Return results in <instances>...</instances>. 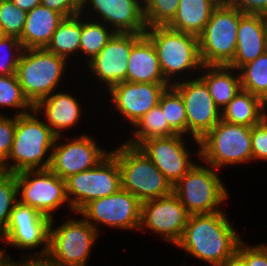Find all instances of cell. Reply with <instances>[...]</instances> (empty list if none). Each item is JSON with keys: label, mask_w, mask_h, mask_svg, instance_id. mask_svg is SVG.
<instances>
[{"label": "cell", "mask_w": 267, "mask_h": 266, "mask_svg": "<svg viewBox=\"0 0 267 266\" xmlns=\"http://www.w3.org/2000/svg\"><path fill=\"white\" fill-rule=\"evenodd\" d=\"M229 214L223 210L189 215L183 234L174 247L181 249L185 257L191 256L204 266H222L236 253L244 238V233L230 221Z\"/></svg>", "instance_id": "obj_1"}, {"label": "cell", "mask_w": 267, "mask_h": 266, "mask_svg": "<svg viewBox=\"0 0 267 266\" xmlns=\"http://www.w3.org/2000/svg\"><path fill=\"white\" fill-rule=\"evenodd\" d=\"M72 68L65 58L57 56L45 48L23 49L16 75L24 95L35 106L54 91L63 89L67 82L70 83V86L74 85L71 83L73 81L71 78L77 77L75 79L79 80V74L77 76L74 73L77 71ZM72 70L74 72H71ZM66 78L67 80L70 78L71 81H66Z\"/></svg>", "instance_id": "obj_2"}, {"label": "cell", "mask_w": 267, "mask_h": 266, "mask_svg": "<svg viewBox=\"0 0 267 266\" xmlns=\"http://www.w3.org/2000/svg\"><path fill=\"white\" fill-rule=\"evenodd\" d=\"M56 137L35 109L16 116L13 145L4 162V172L49 168Z\"/></svg>", "instance_id": "obj_3"}, {"label": "cell", "mask_w": 267, "mask_h": 266, "mask_svg": "<svg viewBox=\"0 0 267 266\" xmlns=\"http://www.w3.org/2000/svg\"><path fill=\"white\" fill-rule=\"evenodd\" d=\"M144 34L154 45L163 77L170 85L199 75L203 64L198 36L168 26H153Z\"/></svg>", "instance_id": "obj_4"}, {"label": "cell", "mask_w": 267, "mask_h": 266, "mask_svg": "<svg viewBox=\"0 0 267 266\" xmlns=\"http://www.w3.org/2000/svg\"><path fill=\"white\" fill-rule=\"evenodd\" d=\"M219 170L201 161L173 187V193L184 205L189 215L212 214L224 210L229 202V189Z\"/></svg>", "instance_id": "obj_5"}, {"label": "cell", "mask_w": 267, "mask_h": 266, "mask_svg": "<svg viewBox=\"0 0 267 266\" xmlns=\"http://www.w3.org/2000/svg\"><path fill=\"white\" fill-rule=\"evenodd\" d=\"M111 154L117 159L121 173V188L136 196L141 202L165 197L173 192L172 185L141 151L122 140Z\"/></svg>", "instance_id": "obj_6"}, {"label": "cell", "mask_w": 267, "mask_h": 266, "mask_svg": "<svg viewBox=\"0 0 267 266\" xmlns=\"http://www.w3.org/2000/svg\"><path fill=\"white\" fill-rule=\"evenodd\" d=\"M251 129L220 120L199 140V159L213 168L252 164ZM227 166V167H226Z\"/></svg>", "instance_id": "obj_7"}, {"label": "cell", "mask_w": 267, "mask_h": 266, "mask_svg": "<svg viewBox=\"0 0 267 266\" xmlns=\"http://www.w3.org/2000/svg\"><path fill=\"white\" fill-rule=\"evenodd\" d=\"M71 215L74 216L65 217L60 223L56 216L51 219L48 253L60 266H89V258L101 235L79 213Z\"/></svg>", "instance_id": "obj_8"}, {"label": "cell", "mask_w": 267, "mask_h": 266, "mask_svg": "<svg viewBox=\"0 0 267 266\" xmlns=\"http://www.w3.org/2000/svg\"><path fill=\"white\" fill-rule=\"evenodd\" d=\"M143 35L137 33H115L102 50L78 72L81 76L83 75L82 78L85 76V79H83L85 84L90 78L89 84L91 80L93 84L95 83V86L97 85V91H103L100 92L99 96L93 93L94 96L97 95L95 100L102 99V96L114 85L126 81L128 58L131 49Z\"/></svg>", "instance_id": "obj_9"}, {"label": "cell", "mask_w": 267, "mask_h": 266, "mask_svg": "<svg viewBox=\"0 0 267 266\" xmlns=\"http://www.w3.org/2000/svg\"><path fill=\"white\" fill-rule=\"evenodd\" d=\"M50 223L49 217L18 201L0 235V253L8 255L7 246L21 250L22 256L48 253Z\"/></svg>", "instance_id": "obj_10"}, {"label": "cell", "mask_w": 267, "mask_h": 266, "mask_svg": "<svg viewBox=\"0 0 267 266\" xmlns=\"http://www.w3.org/2000/svg\"><path fill=\"white\" fill-rule=\"evenodd\" d=\"M18 201L53 219L61 208L73 213L66 195V180L49 168L25 170L15 174ZM66 207V208H65ZM70 210V212H69Z\"/></svg>", "instance_id": "obj_11"}, {"label": "cell", "mask_w": 267, "mask_h": 266, "mask_svg": "<svg viewBox=\"0 0 267 266\" xmlns=\"http://www.w3.org/2000/svg\"><path fill=\"white\" fill-rule=\"evenodd\" d=\"M243 15L230 5L213 9L203 32L198 36L203 65L227 66L233 60L239 20Z\"/></svg>", "instance_id": "obj_12"}, {"label": "cell", "mask_w": 267, "mask_h": 266, "mask_svg": "<svg viewBox=\"0 0 267 266\" xmlns=\"http://www.w3.org/2000/svg\"><path fill=\"white\" fill-rule=\"evenodd\" d=\"M96 137L83 131L79 134L57 136L49 169L66 180L71 175L97 166L111 150L101 146Z\"/></svg>", "instance_id": "obj_13"}, {"label": "cell", "mask_w": 267, "mask_h": 266, "mask_svg": "<svg viewBox=\"0 0 267 266\" xmlns=\"http://www.w3.org/2000/svg\"><path fill=\"white\" fill-rule=\"evenodd\" d=\"M194 146L196 147L194 148ZM139 148L165 176L172 187L186 175L200 157L199 140L180 134L148 139Z\"/></svg>", "instance_id": "obj_14"}, {"label": "cell", "mask_w": 267, "mask_h": 266, "mask_svg": "<svg viewBox=\"0 0 267 266\" xmlns=\"http://www.w3.org/2000/svg\"><path fill=\"white\" fill-rule=\"evenodd\" d=\"M141 203L136 196L121 188L112 195L90 201L78 213L101 236L104 226L120 232H137L141 221Z\"/></svg>", "instance_id": "obj_15"}, {"label": "cell", "mask_w": 267, "mask_h": 266, "mask_svg": "<svg viewBox=\"0 0 267 266\" xmlns=\"http://www.w3.org/2000/svg\"><path fill=\"white\" fill-rule=\"evenodd\" d=\"M119 189L121 173L117 159L111 153L94 168L66 179V195L76 213L90 201L112 195Z\"/></svg>", "instance_id": "obj_16"}, {"label": "cell", "mask_w": 267, "mask_h": 266, "mask_svg": "<svg viewBox=\"0 0 267 266\" xmlns=\"http://www.w3.org/2000/svg\"><path fill=\"white\" fill-rule=\"evenodd\" d=\"M189 214L172 192L165 197L141 203V221L138 232L156 234L158 239L170 245L180 240ZM148 231V232H147ZM160 237V238H159Z\"/></svg>", "instance_id": "obj_17"}, {"label": "cell", "mask_w": 267, "mask_h": 266, "mask_svg": "<svg viewBox=\"0 0 267 266\" xmlns=\"http://www.w3.org/2000/svg\"><path fill=\"white\" fill-rule=\"evenodd\" d=\"M168 86H170L169 83H134L124 81L114 85L105 93L102 101L106 100V102L111 104L108 107L112 106L111 109L114 110L115 115H120H117V118L119 117L120 121L122 119L125 121L121 122H129L123 126L129 125L128 130H130L149 110L158 105L162 92Z\"/></svg>", "instance_id": "obj_18"}, {"label": "cell", "mask_w": 267, "mask_h": 266, "mask_svg": "<svg viewBox=\"0 0 267 266\" xmlns=\"http://www.w3.org/2000/svg\"><path fill=\"white\" fill-rule=\"evenodd\" d=\"M172 86L180 93L185 104L187 136L200 140L221 120V110L199 76L176 82Z\"/></svg>", "instance_id": "obj_19"}, {"label": "cell", "mask_w": 267, "mask_h": 266, "mask_svg": "<svg viewBox=\"0 0 267 266\" xmlns=\"http://www.w3.org/2000/svg\"><path fill=\"white\" fill-rule=\"evenodd\" d=\"M80 14L103 22L115 33L144 34L147 30L142 0H81Z\"/></svg>", "instance_id": "obj_20"}, {"label": "cell", "mask_w": 267, "mask_h": 266, "mask_svg": "<svg viewBox=\"0 0 267 266\" xmlns=\"http://www.w3.org/2000/svg\"><path fill=\"white\" fill-rule=\"evenodd\" d=\"M70 90L71 88H63L54 91L34 106L36 112L56 136L69 135L68 131L71 129V132H76L74 128H77V125L78 130L81 129L79 128L80 123L82 125L83 122L81 119L88 116L85 114L88 107H84L83 98L79 99L78 95L75 96V92Z\"/></svg>", "instance_id": "obj_21"}, {"label": "cell", "mask_w": 267, "mask_h": 266, "mask_svg": "<svg viewBox=\"0 0 267 266\" xmlns=\"http://www.w3.org/2000/svg\"><path fill=\"white\" fill-rule=\"evenodd\" d=\"M265 52H267V17L244 14L239 20L234 58L227 66L239 70Z\"/></svg>", "instance_id": "obj_22"}, {"label": "cell", "mask_w": 267, "mask_h": 266, "mask_svg": "<svg viewBox=\"0 0 267 266\" xmlns=\"http://www.w3.org/2000/svg\"><path fill=\"white\" fill-rule=\"evenodd\" d=\"M126 82L168 83L163 77L156 49L145 34L131 49Z\"/></svg>", "instance_id": "obj_23"}, {"label": "cell", "mask_w": 267, "mask_h": 266, "mask_svg": "<svg viewBox=\"0 0 267 266\" xmlns=\"http://www.w3.org/2000/svg\"><path fill=\"white\" fill-rule=\"evenodd\" d=\"M64 18L61 13L42 4L27 12L25 26L19 37L22 48H46Z\"/></svg>", "instance_id": "obj_24"}, {"label": "cell", "mask_w": 267, "mask_h": 266, "mask_svg": "<svg viewBox=\"0 0 267 266\" xmlns=\"http://www.w3.org/2000/svg\"><path fill=\"white\" fill-rule=\"evenodd\" d=\"M198 76L206 83L220 110L242 89L239 71L229 66L203 65Z\"/></svg>", "instance_id": "obj_25"}, {"label": "cell", "mask_w": 267, "mask_h": 266, "mask_svg": "<svg viewBox=\"0 0 267 266\" xmlns=\"http://www.w3.org/2000/svg\"><path fill=\"white\" fill-rule=\"evenodd\" d=\"M81 35V14L65 17L53 33L46 50L65 58L77 70ZM75 64V65H74Z\"/></svg>", "instance_id": "obj_26"}, {"label": "cell", "mask_w": 267, "mask_h": 266, "mask_svg": "<svg viewBox=\"0 0 267 266\" xmlns=\"http://www.w3.org/2000/svg\"><path fill=\"white\" fill-rule=\"evenodd\" d=\"M215 7L209 0H180L175 17L167 26L176 31L199 36Z\"/></svg>", "instance_id": "obj_27"}, {"label": "cell", "mask_w": 267, "mask_h": 266, "mask_svg": "<svg viewBox=\"0 0 267 266\" xmlns=\"http://www.w3.org/2000/svg\"><path fill=\"white\" fill-rule=\"evenodd\" d=\"M221 119L232 124L253 127L264 119L262 99L241 89L221 110Z\"/></svg>", "instance_id": "obj_28"}, {"label": "cell", "mask_w": 267, "mask_h": 266, "mask_svg": "<svg viewBox=\"0 0 267 266\" xmlns=\"http://www.w3.org/2000/svg\"><path fill=\"white\" fill-rule=\"evenodd\" d=\"M114 34L115 32L103 22L91 20L81 15L78 71L102 50Z\"/></svg>", "instance_id": "obj_29"}, {"label": "cell", "mask_w": 267, "mask_h": 266, "mask_svg": "<svg viewBox=\"0 0 267 266\" xmlns=\"http://www.w3.org/2000/svg\"><path fill=\"white\" fill-rule=\"evenodd\" d=\"M129 138L123 141L130 145L139 147L144 141L152 138L168 137L177 134L165 120L162 108L157 105L149 110L135 125L128 131Z\"/></svg>", "instance_id": "obj_30"}, {"label": "cell", "mask_w": 267, "mask_h": 266, "mask_svg": "<svg viewBox=\"0 0 267 266\" xmlns=\"http://www.w3.org/2000/svg\"><path fill=\"white\" fill-rule=\"evenodd\" d=\"M3 108V109H2ZM11 109L13 116L25 114L34 109V106L24 95L17 75H0V115H5Z\"/></svg>", "instance_id": "obj_31"}, {"label": "cell", "mask_w": 267, "mask_h": 266, "mask_svg": "<svg viewBox=\"0 0 267 266\" xmlns=\"http://www.w3.org/2000/svg\"><path fill=\"white\" fill-rule=\"evenodd\" d=\"M158 105L162 108L168 125L180 135L187 136V115L180 93L172 86L162 92Z\"/></svg>", "instance_id": "obj_32"}, {"label": "cell", "mask_w": 267, "mask_h": 266, "mask_svg": "<svg viewBox=\"0 0 267 266\" xmlns=\"http://www.w3.org/2000/svg\"><path fill=\"white\" fill-rule=\"evenodd\" d=\"M238 71L243 90L261 99L267 95V52L243 65Z\"/></svg>", "instance_id": "obj_33"}, {"label": "cell", "mask_w": 267, "mask_h": 266, "mask_svg": "<svg viewBox=\"0 0 267 266\" xmlns=\"http://www.w3.org/2000/svg\"><path fill=\"white\" fill-rule=\"evenodd\" d=\"M180 0H146L144 18L147 28L167 26L175 17Z\"/></svg>", "instance_id": "obj_34"}, {"label": "cell", "mask_w": 267, "mask_h": 266, "mask_svg": "<svg viewBox=\"0 0 267 266\" xmlns=\"http://www.w3.org/2000/svg\"><path fill=\"white\" fill-rule=\"evenodd\" d=\"M18 202L17 183L14 173H0V235L5 231L10 214Z\"/></svg>", "instance_id": "obj_35"}, {"label": "cell", "mask_w": 267, "mask_h": 266, "mask_svg": "<svg viewBox=\"0 0 267 266\" xmlns=\"http://www.w3.org/2000/svg\"><path fill=\"white\" fill-rule=\"evenodd\" d=\"M27 12L11 0H0V32L2 35L19 38L23 32Z\"/></svg>", "instance_id": "obj_36"}, {"label": "cell", "mask_w": 267, "mask_h": 266, "mask_svg": "<svg viewBox=\"0 0 267 266\" xmlns=\"http://www.w3.org/2000/svg\"><path fill=\"white\" fill-rule=\"evenodd\" d=\"M23 51L19 38L1 35L0 37V75H14Z\"/></svg>", "instance_id": "obj_37"}, {"label": "cell", "mask_w": 267, "mask_h": 266, "mask_svg": "<svg viewBox=\"0 0 267 266\" xmlns=\"http://www.w3.org/2000/svg\"><path fill=\"white\" fill-rule=\"evenodd\" d=\"M236 253L246 262L247 266H267V242L249 244L243 239Z\"/></svg>", "instance_id": "obj_38"}, {"label": "cell", "mask_w": 267, "mask_h": 266, "mask_svg": "<svg viewBox=\"0 0 267 266\" xmlns=\"http://www.w3.org/2000/svg\"><path fill=\"white\" fill-rule=\"evenodd\" d=\"M252 165L253 162H267V120L263 119L251 129Z\"/></svg>", "instance_id": "obj_39"}, {"label": "cell", "mask_w": 267, "mask_h": 266, "mask_svg": "<svg viewBox=\"0 0 267 266\" xmlns=\"http://www.w3.org/2000/svg\"><path fill=\"white\" fill-rule=\"evenodd\" d=\"M16 128V116L0 115V160L4 163L8 158Z\"/></svg>", "instance_id": "obj_40"}, {"label": "cell", "mask_w": 267, "mask_h": 266, "mask_svg": "<svg viewBox=\"0 0 267 266\" xmlns=\"http://www.w3.org/2000/svg\"><path fill=\"white\" fill-rule=\"evenodd\" d=\"M41 4L64 17L78 15L81 11V0H41Z\"/></svg>", "instance_id": "obj_41"}, {"label": "cell", "mask_w": 267, "mask_h": 266, "mask_svg": "<svg viewBox=\"0 0 267 266\" xmlns=\"http://www.w3.org/2000/svg\"><path fill=\"white\" fill-rule=\"evenodd\" d=\"M229 5L238 9L243 14L267 17V0H231Z\"/></svg>", "instance_id": "obj_42"}, {"label": "cell", "mask_w": 267, "mask_h": 266, "mask_svg": "<svg viewBox=\"0 0 267 266\" xmlns=\"http://www.w3.org/2000/svg\"><path fill=\"white\" fill-rule=\"evenodd\" d=\"M18 266H60L49 253L23 255L19 253Z\"/></svg>", "instance_id": "obj_43"}, {"label": "cell", "mask_w": 267, "mask_h": 266, "mask_svg": "<svg viewBox=\"0 0 267 266\" xmlns=\"http://www.w3.org/2000/svg\"><path fill=\"white\" fill-rule=\"evenodd\" d=\"M17 7L25 12H29L33 8L41 4V0H11Z\"/></svg>", "instance_id": "obj_44"}, {"label": "cell", "mask_w": 267, "mask_h": 266, "mask_svg": "<svg viewBox=\"0 0 267 266\" xmlns=\"http://www.w3.org/2000/svg\"><path fill=\"white\" fill-rule=\"evenodd\" d=\"M13 255L8 252V255L0 253V266H18V259H13Z\"/></svg>", "instance_id": "obj_45"}, {"label": "cell", "mask_w": 267, "mask_h": 266, "mask_svg": "<svg viewBox=\"0 0 267 266\" xmlns=\"http://www.w3.org/2000/svg\"><path fill=\"white\" fill-rule=\"evenodd\" d=\"M222 266H247V264L237 253H235Z\"/></svg>", "instance_id": "obj_46"}, {"label": "cell", "mask_w": 267, "mask_h": 266, "mask_svg": "<svg viewBox=\"0 0 267 266\" xmlns=\"http://www.w3.org/2000/svg\"><path fill=\"white\" fill-rule=\"evenodd\" d=\"M213 3L216 7L217 6H227L230 3V0H209Z\"/></svg>", "instance_id": "obj_47"}, {"label": "cell", "mask_w": 267, "mask_h": 266, "mask_svg": "<svg viewBox=\"0 0 267 266\" xmlns=\"http://www.w3.org/2000/svg\"><path fill=\"white\" fill-rule=\"evenodd\" d=\"M263 104V116L267 120V95L262 99Z\"/></svg>", "instance_id": "obj_48"}, {"label": "cell", "mask_w": 267, "mask_h": 266, "mask_svg": "<svg viewBox=\"0 0 267 266\" xmlns=\"http://www.w3.org/2000/svg\"><path fill=\"white\" fill-rule=\"evenodd\" d=\"M4 172V163L0 160V173Z\"/></svg>", "instance_id": "obj_49"}]
</instances>
